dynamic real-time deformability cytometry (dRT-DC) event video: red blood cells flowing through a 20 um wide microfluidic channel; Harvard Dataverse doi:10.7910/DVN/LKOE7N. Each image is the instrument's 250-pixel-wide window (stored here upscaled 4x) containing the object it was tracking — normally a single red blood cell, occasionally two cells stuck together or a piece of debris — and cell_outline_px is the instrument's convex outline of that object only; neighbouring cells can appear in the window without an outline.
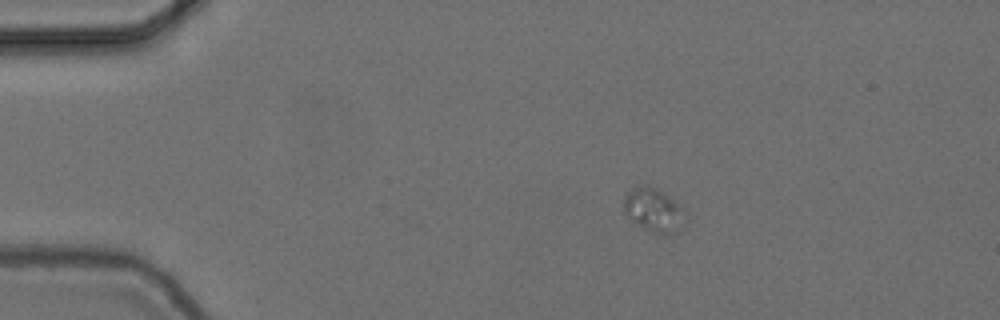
{"species": "common noctule bat (a hibernating species)", "species_latin": "Nyctalus noctula", "temperature_condition": "cold", "stored_images_in_passage": 26, "camera_frame_rate_fps": 3000, "um_per_image_px": 0.085, "animal": {"sex": "female", "body_mass_g": 24.6, "forearm_length_mm": 56.2}, "frame": {"image": 1, "passage_image": 1, "time_ms": 0.0, "image_size_px": [1000, 320], "cell_outline_px": [[688, 212], [672, 232], [664, 236], [648, 232], [636, 224], [624, 212], [624, 196], [632, 188], [644, 184], [648, 184], [664, 192], [676, 200]], "centroid_in_image_um": [55.54, 17.82], "position_along_channel_um": 29.5, "area_um2": 15.78}}
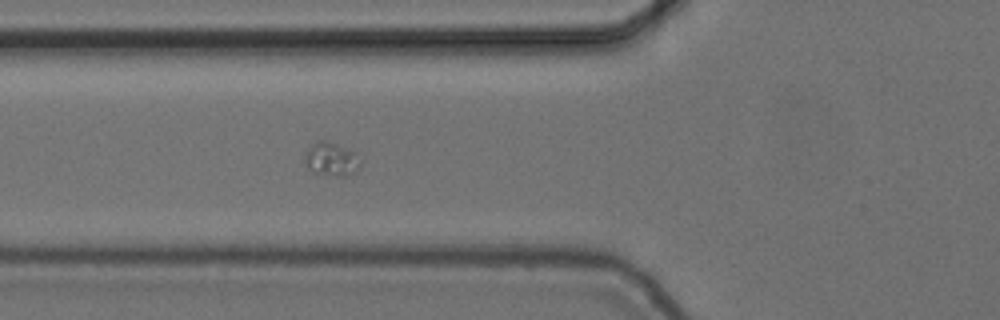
{"frame": {"image": 2, "passage_image": 12, "time_ms": 3.667, "image_size_px": [1000, 320], "cell_outline_px": [[360, 168], [356, 172], [348, 176], [336, 176], [312, 172], [304, 164], [304, 156], [308, 148], [316, 140], [324, 140], [336, 144], [356, 152], [360, 160]], "centroid_in_image_um": [28.16, 13.54], "position_along_channel_um": 97.6, "area_um2": 11.1}}